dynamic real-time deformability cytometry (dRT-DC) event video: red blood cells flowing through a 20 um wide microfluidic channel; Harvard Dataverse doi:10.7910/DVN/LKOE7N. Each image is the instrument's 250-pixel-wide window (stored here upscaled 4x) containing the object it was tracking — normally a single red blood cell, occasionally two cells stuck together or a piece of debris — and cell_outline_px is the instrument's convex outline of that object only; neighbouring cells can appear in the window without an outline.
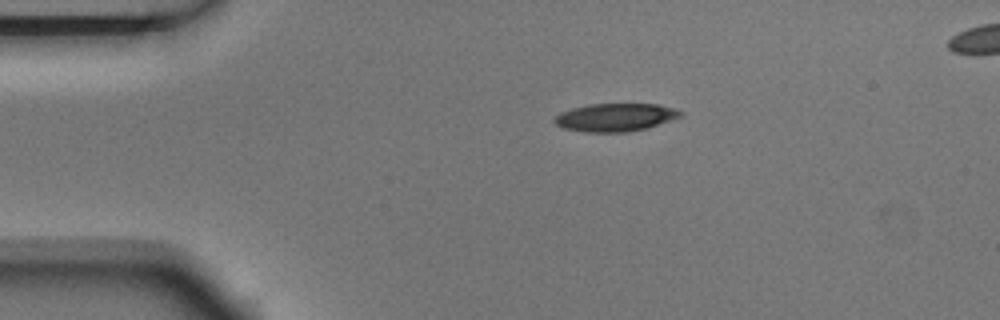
{"species": "Egyptian fruit bat (a non-hibernating species)", "species_latin": "Rousettus aegyptiacus", "temperature_condition": "room temperature", "stored_images_in_passage": 6, "camera_frame_rate_fps": 3000, "um_per_image_px": 0.085, "animal": {"sex": "male"}, "frame": {"image": 1, "passage_image": 1, "time_ms": 0.0, "image_size_px": [1000, 320], "cell_outline_px": [[684, 112], [680, 116], [648, 128], [628, 132], [584, 132], [564, 128], [556, 124], [552, 120], [560, 112], [572, 108], [588, 104], [656, 104], [672, 108]], "centroid_in_image_um": [52.26, 9.98], "position_along_channel_um": 32.7, "area_um2": 20.46}}
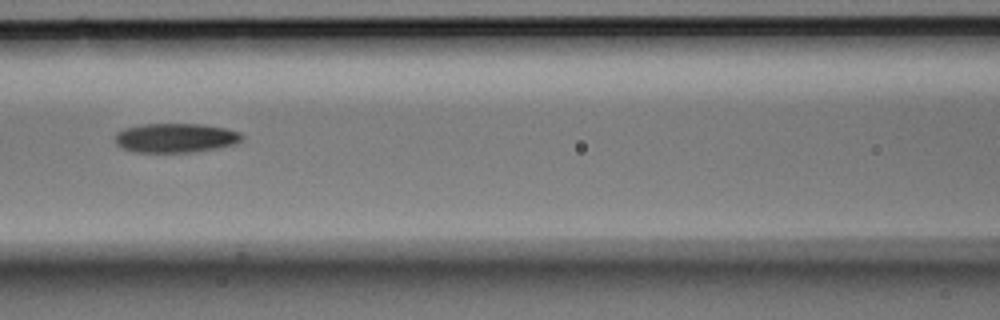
{"frame": {"image": 2, "passage_image": 5, "time_ms": 1.333, "image_size_px": [1000, 320], "cell_outline_px": [[244, 140], [236, 144], [216, 148], [192, 152], [136, 152], [124, 148], [116, 144], [116, 132], [124, 128], [144, 124], [200, 124], [224, 128], [240, 132], [244, 136]], "centroid_in_image_um": [14.96, 11.72], "position_along_channel_um": 151.6, "area_um2": 21.62}}
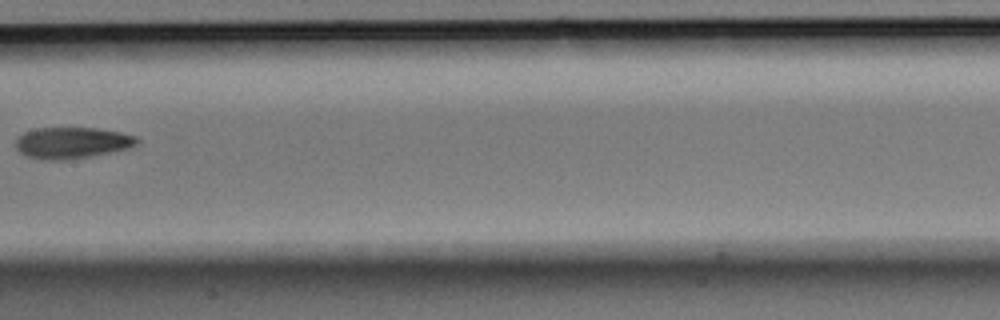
{"frame": {"image": 3, "passage_image": 6, "time_ms": 1.667, "image_size_px": [1000, 320], "cell_outline_px": [[140, 144], [128, 148], [88, 156], [64, 160], [52, 160], [28, 156], [20, 152], [16, 148], [16, 136], [24, 132], [36, 128], [96, 128], [120, 132], [136, 136], [140, 140]], "centroid_in_image_um": [6.12, 12.12], "position_along_channel_um": 201.3, "area_um2": 21.96}}